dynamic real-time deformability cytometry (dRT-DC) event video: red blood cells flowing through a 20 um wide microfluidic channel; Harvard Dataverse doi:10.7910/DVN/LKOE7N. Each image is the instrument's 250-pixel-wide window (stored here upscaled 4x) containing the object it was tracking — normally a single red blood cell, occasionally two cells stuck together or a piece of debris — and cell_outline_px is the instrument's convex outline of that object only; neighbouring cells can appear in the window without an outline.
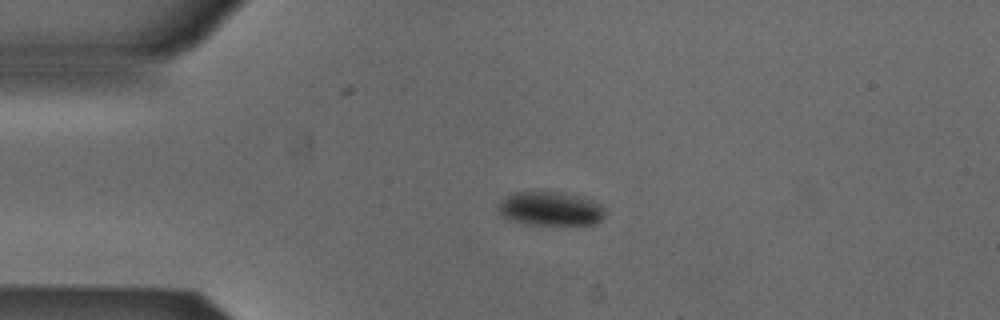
{"species": "Egyptian fruit bat (a non-hibernating species)", "species_latin": "Rousettus aegyptiacus", "temperature_condition": "cold", "stored_images_in_passage": 42, "camera_frame_rate_fps": 3000, "um_per_image_px": 0.085, "animal": {"sex": "male"}, "frame": {"image": 1, "passage_image": 1, "time_ms": 0.0, "image_size_px": [1000, 320], "cell_outline_px": [[604, 216], [596, 224], [524, 224], [508, 220], [500, 216], [496, 208], [512, 192], [556, 192], [588, 200], [600, 204], [604, 208]], "centroid_in_image_um": [46.71, 17.77], "position_along_channel_um": 38.3, "area_um2": 20.69}}
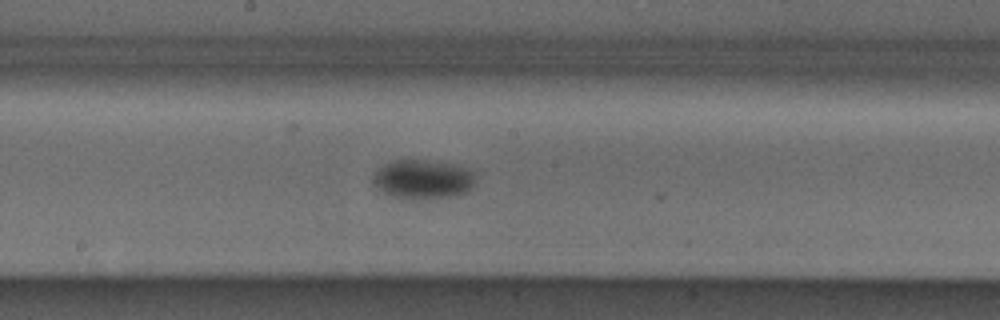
{"frame": {"image": 2, "passage_image": 17, "time_ms": 5.333, "image_size_px": [1000, 320], "cell_outline_px": [[476, 184], [468, 192], [456, 196], [392, 196], [376, 188], [372, 184], [372, 176], [384, 164], [392, 160], [428, 160], [452, 164], [464, 168], [472, 172], [476, 180]], "centroid_in_image_um": [35.95, 15.2], "position_along_channel_um": 212.2, "area_um2": 22.77}}
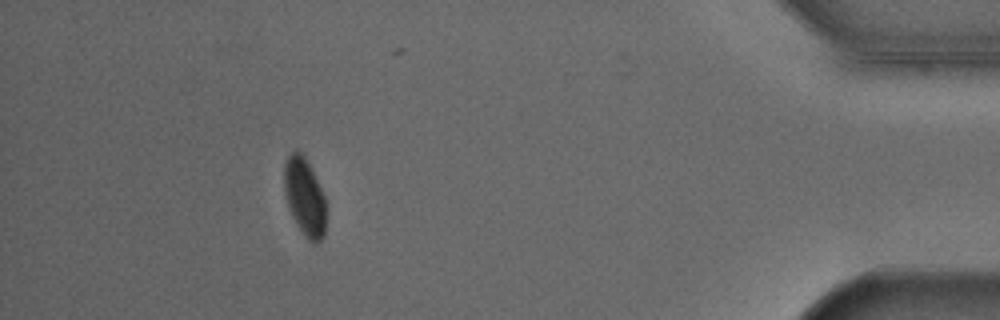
{"frame": {"image": 3, "passage_image": 37, "time_ms": 12.0, "image_size_px": [1000, 320], "cell_outline_px": [[328, 212], [324, 236], [316, 244], [312, 244], [304, 236], [296, 224], [288, 208], [284, 192], [284, 164], [288, 156], [292, 152], [300, 152], [304, 156], [324, 196], [328, 208]], "centroid_in_image_um": [25.91, 16.83], "position_along_channel_um": 409.3, "area_um2": 19.25}}